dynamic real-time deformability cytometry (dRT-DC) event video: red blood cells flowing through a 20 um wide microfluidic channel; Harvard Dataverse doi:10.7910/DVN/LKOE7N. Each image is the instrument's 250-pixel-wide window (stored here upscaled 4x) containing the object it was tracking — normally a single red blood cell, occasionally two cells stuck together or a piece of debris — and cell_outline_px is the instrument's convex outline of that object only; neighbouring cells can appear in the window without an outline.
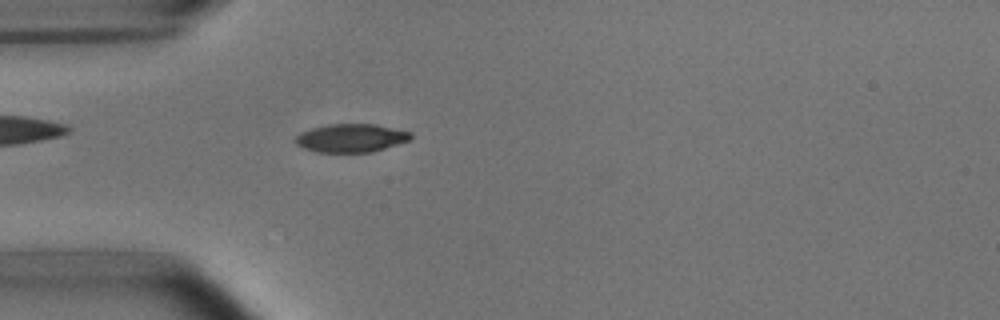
{"species": "common noctule bat (a hibernating species)", "species_latin": "Nyctalus noctula", "temperature_condition": "room temperature", "stored_images_in_passage": 51, "camera_frame_rate_fps": 3000, "um_per_image_px": 0.085, "animal": {"sex": "male", "body_mass_g": 15.6}, "frame": {"image": 1, "passage_image": 14, "time_ms": 4.333, "image_size_px": [1000, 320], "cell_outline_px": [[412, 140], [372, 152], [316, 152], [304, 148], [296, 144], [296, 136], [300, 132], [312, 128], [328, 124], [376, 124], [412, 132]], "centroid_in_image_um": [29.87, 11.73], "position_along_channel_um": 55.1, "area_um2": 19.13}}
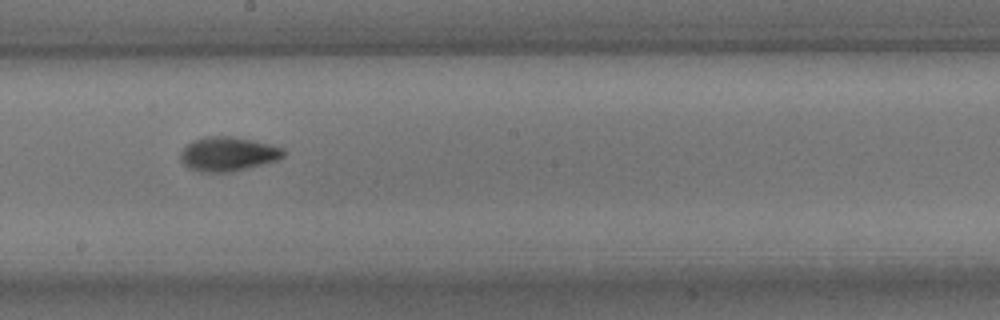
{"frame": {"image": 2, "passage_image": 28, "time_ms": 9.0, "image_size_px": [1000, 320], "cell_outline_px": [[284, 156], [276, 160], [228, 172], [200, 172], [188, 168], [180, 160], [180, 152], [192, 140], [208, 136], [232, 136], [252, 140], [284, 148]], "centroid_in_image_um": [19.33, 13.08], "position_along_channel_um": 228.9, "area_um2": 20.29}}
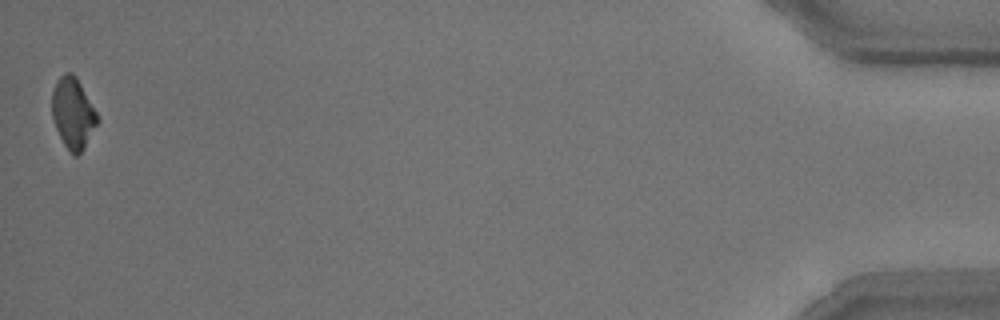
{"frame": {"image": 3, "passage_image": 51, "time_ms": 16.667, "image_size_px": [1000, 320], "cell_outline_px": [[100, 120], [84, 148], [76, 156], [72, 156], [64, 144], [56, 128], [52, 116], [52, 92], [56, 80], [64, 72], [72, 72], [76, 76], [96, 112]], "centroid_in_image_um": [6.2, 9.61], "position_along_channel_um": 429.0, "area_um2": 18.73}, "authors_computed_cell_mechanics": {"area_um2": 19.0162, "velocity_mm_per_s": 3.8118, "shape_relaxation_time_tau1_ms": 3.7886, "shape_relaxation_time_tau2_ms": 1.4329, "deformation_change_tau1": 0.143, "deformation_change_tau2": 0.0508}}